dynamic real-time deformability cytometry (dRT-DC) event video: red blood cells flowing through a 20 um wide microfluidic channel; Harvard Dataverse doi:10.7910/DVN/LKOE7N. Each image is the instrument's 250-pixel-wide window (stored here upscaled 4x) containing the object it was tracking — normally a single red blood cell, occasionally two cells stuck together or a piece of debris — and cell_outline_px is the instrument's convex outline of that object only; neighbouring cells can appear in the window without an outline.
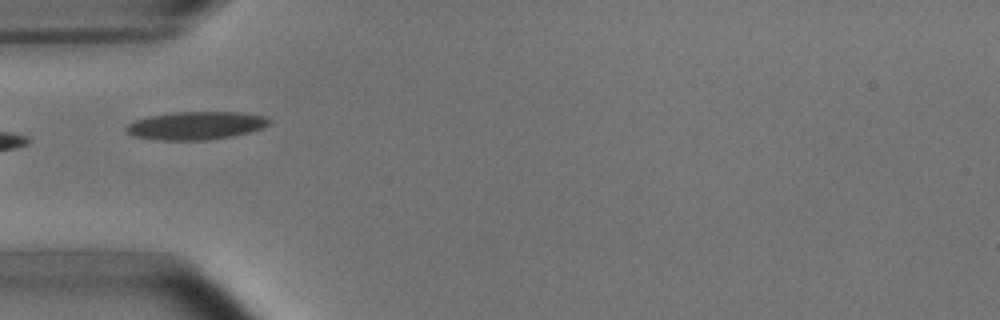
{"species": "common noctule bat (a hibernating species)", "species_latin": "Nyctalus noctula", "temperature_condition": "room temperature", "stored_images_in_passage": 5, "camera_frame_rate_fps": 3000, "um_per_image_px": 0.085, "animal": {"sex": "male", "body_mass_g": 15.6}, "frame": {"image": 1, "passage_image": 2, "time_ms": 0.333, "image_size_px": [1000, 320], "cell_outline_px": [[272, 120], [268, 124], [260, 128], [248, 132], [232, 136], [204, 140], [160, 140], [132, 136], [124, 128], [128, 124], [136, 120], [152, 116], [176, 112], [244, 112], [264, 116]], "centroid_in_image_um": [16.66, 10.67], "position_along_channel_um": 68.3, "area_um2": 23.12}}
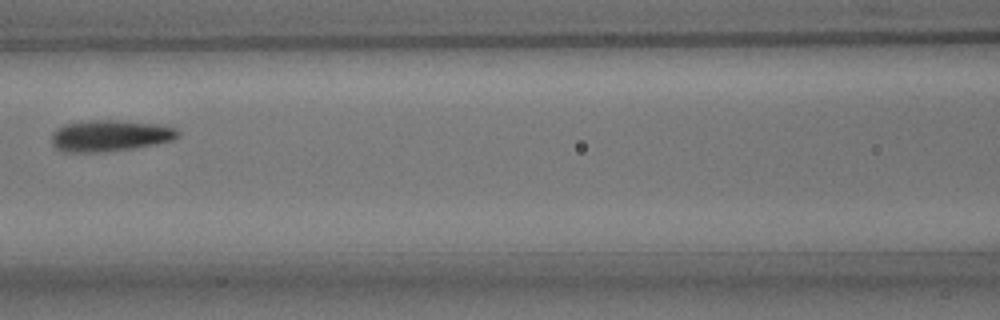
{"frame": {"image": 2, "passage_image": 4, "time_ms": 1.0, "image_size_px": [1000, 320], "cell_outline_px": [[180, 136], [172, 140], [156, 144], [132, 148], [96, 152], [72, 152], [56, 148], [52, 144], [52, 132], [56, 128], [64, 124], [92, 120], [116, 120], [160, 124], [176, 128], [180, 132]], "centroid_in_image_um": [9.37, 11.52], "position_along_channel_um": 157.2, "area_um2": 23.0}}
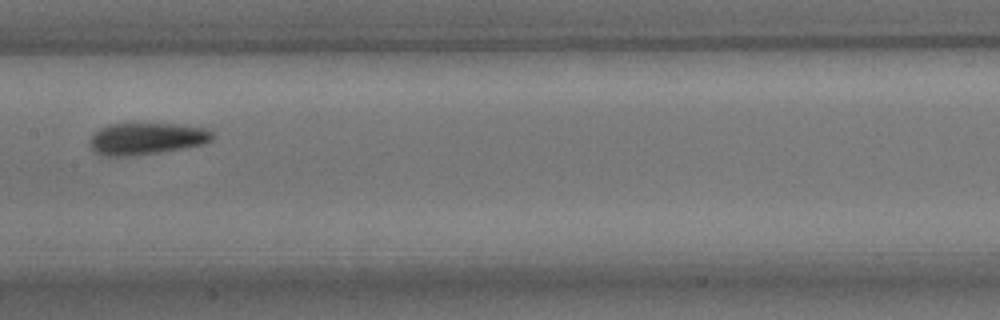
{"frame": {"image": 3, "passage_image": 5, "time_ms": 1.333, "image_size_px": [1000, 320], "cell_outline_px": [[216, 136], [212, 140], [204, 144], [184, 148], [160, 152], [128, 156], [104, 156], [96, 152], [88, 144], [92, 136], [100, 128], [108, 124], [172, 124], [204, 128], [212, 132]], "centroid_in_image_um": [12.46, 11.79], "position_along_channel_um": 194.9, "area_um2": 22.6}}